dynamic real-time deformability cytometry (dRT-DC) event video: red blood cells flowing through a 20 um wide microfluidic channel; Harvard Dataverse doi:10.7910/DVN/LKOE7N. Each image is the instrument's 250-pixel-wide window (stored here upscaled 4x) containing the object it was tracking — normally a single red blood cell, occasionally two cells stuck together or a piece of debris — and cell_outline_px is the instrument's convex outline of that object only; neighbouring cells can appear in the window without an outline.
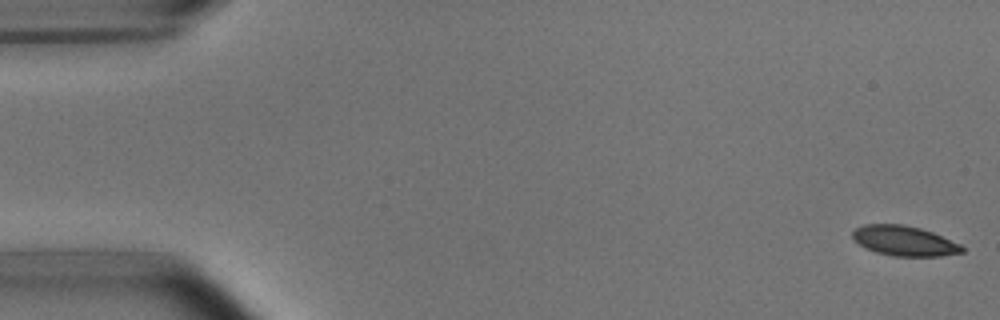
{"species": "common noctule bat (a hibernating species)", "species_latin": "Nyctalus noctula", "temperature_condition": "room temperature", "stored_images_in_passage": 52, "camera_frame_rate_fps": 3000, "um_per_image_px": 0.085, "animal": {"sex": "male", "body_mass_g": 15.6}, "frame": {"image": 1, "passage_image": 1, "time_ms": 0.0, "image_size_px": [1000, 320], "cell_outline_px": [[964, 252], [940, 256], [892, 256], [876, 252], [860, 244], [852, 236], [852, 232], [856, 228], [864, 224], [904, 224], [920, 228], [932, 232], [960, 244], [964, 248]], "centroid_in_image_um": [76.88, 20.47], "position_along_channel_um": 8.1, "area_um2": 18.96}}
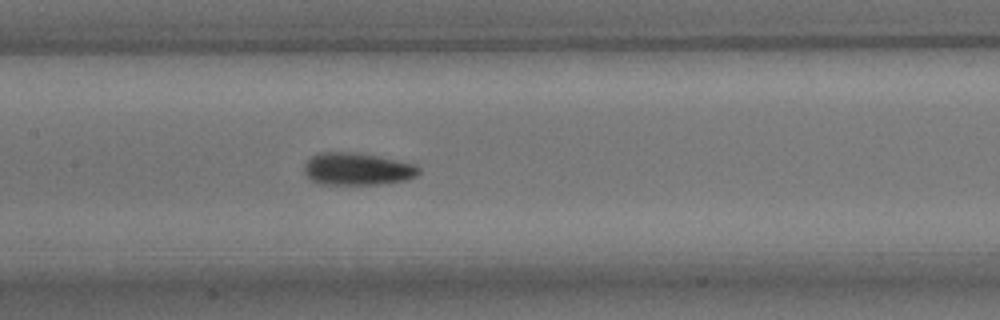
{"frame": {"image": 2, "passage_image": 25, "time_ms": 8.0, "image_size_px": [1000, 320], "cell_outline_px": [[420, 172], [416, 176], [404, 180], [380, 184], [320, 184], [312, 180], [304, 172], [304, 164], [312, 156], [320, 152], [352, 152], [376, 156], [416, 164], [420, 168]], "centroid_in_image_um": [30.36, 14.36], "position_along_channel_um": 177.0, "area_um2": 21.44}}
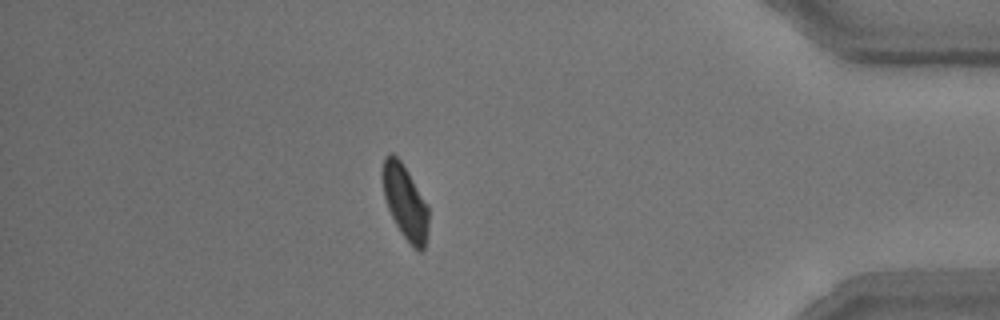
{"frame": {"image": 3, "passage_image": 46, "time_ms": 15.0, "image_size_px": [1000, 320], "cell_outline_px": [[428, 232], [424, 248], [420, 252], [400, 232], [388, 208], [384, 196], [380, 172], [384, 156], [388, 152], [392, 152], [400, 160], [408, 172], [428, 204]], "centroid_in_image_um": [34.41, 17.1], "position_along_channel_um": 400.8, "area_um2": 20.0}, "authors_computed_cell_mechanics": {"area_um2": 20.5768, "velocity_mm_per_s": 3.7777, "shape_relaxation_time_tau1_ms": 3.3464, "shape_relaxation_time_tau2_ms": 3.4971, "deformation_change_tau1": 0.1134, "deformation_change_tau2": 0.0762}}